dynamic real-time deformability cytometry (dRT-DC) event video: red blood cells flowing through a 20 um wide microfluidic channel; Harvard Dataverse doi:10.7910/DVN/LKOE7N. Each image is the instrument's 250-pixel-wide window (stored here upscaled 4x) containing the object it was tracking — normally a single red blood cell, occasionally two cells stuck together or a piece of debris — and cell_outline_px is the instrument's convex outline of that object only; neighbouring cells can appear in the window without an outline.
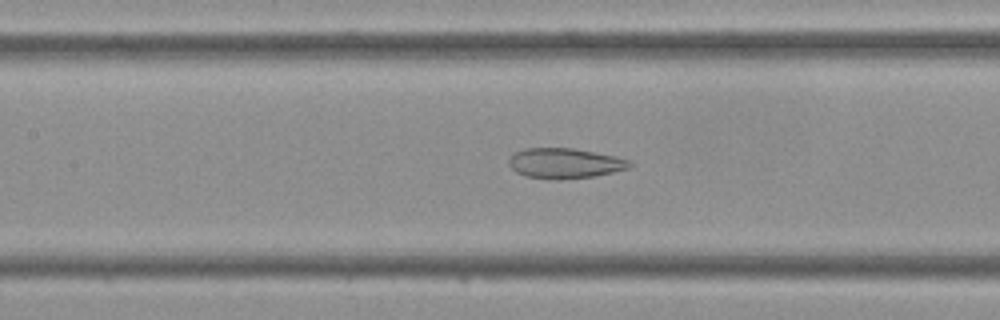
{"species": "Egyptian fruit bat (a non-hibernating species)", "species_latin": "Rousettus aegyptiacus", "temperature_condition": "cold", "stored_images_in_passage": 42, "camera_frame_rate_fps": 3000, "um_per_image_px": 0.085, "frame": {"image": 1, "passage_image": 18, "time_ms": 5.667, "image_size_px": [1000, 320], "cell_outline_px": [[632, 164], [628, 168], [596, 176], [524, 176], [516, 172], [508, 164], [508, 160], [512, 152], [524, 148], [572, 148], [616, 156], [628, 160]], "centroid_in_image_um": [47.97, 13.81], "position_along_channel_um": 159.4, "area_um2": 20.35}}
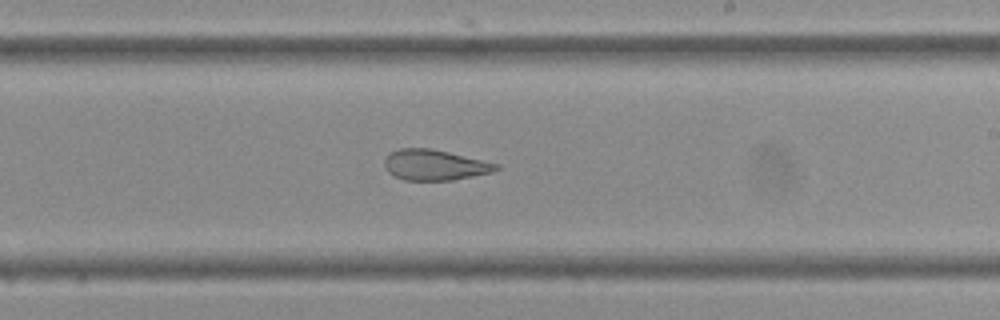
{"frame": {"image": 2, "passage_image": 24, "time_ms": 7.667, "image_size_px": [1000, 320], "cell_outline_px": [[500, 168], [492, 172], [452, 180], [404, 180], [388, 172], [384, 168], [384, 160], [392, 152], [400, 148], [432, 148], [500, 164]], "centroid_in_image_um": [36.96, 14.02], "position_along_channel_um": 252.0, "area_um2": 19.83}}
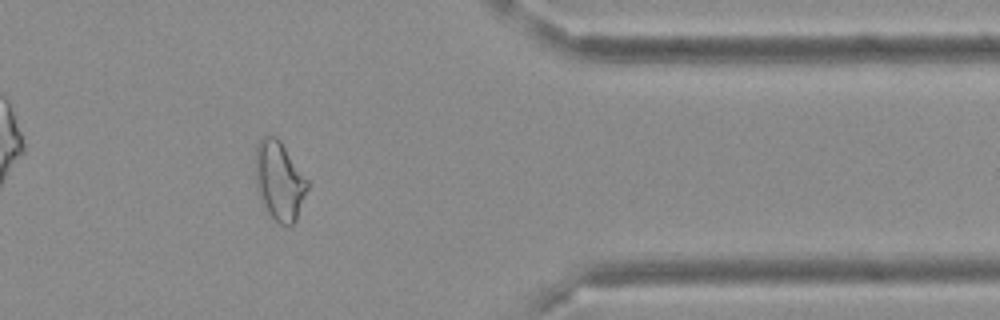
{"frame": {"image": 3, "passage_image": 34, "time_ms": 11.0, "image_size_px": [1000, 320], "cell_outline_px": [[308, 188], [296, 220], [288, 228], [280, 224], [268, 212], [256, 188], [256, 144], [264, 136], [276, 136], [280, 140], [308, 180]], "centroid_in_image_um": [23.75, 15.37], "position_along_channel_um": 387.6, "area_um2": 23.7}}